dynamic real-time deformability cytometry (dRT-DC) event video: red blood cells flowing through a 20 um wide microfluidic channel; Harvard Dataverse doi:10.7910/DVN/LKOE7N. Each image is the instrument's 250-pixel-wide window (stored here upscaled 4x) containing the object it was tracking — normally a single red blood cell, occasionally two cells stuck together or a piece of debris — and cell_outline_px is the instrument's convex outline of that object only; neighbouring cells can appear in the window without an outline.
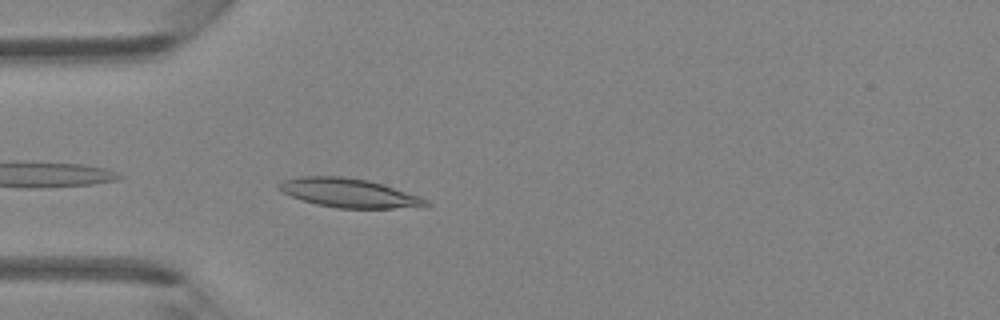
{"species": "Egyptian fruit bat (a non-hibernating species)", "species_latin": "Rousettus aegyptiacus", "temperature_condition": "room temperature", "stored_images_in_passage": 34, "camera_frame_rate_fps": 3000, "um_per_image_px": 0.085, "animal": {"sex": "female"}, "frame": {"image": 1, "passage_image": 2, "time_ms": 0.333, "image_size_px": [1000, 320], "cell_outline_px": [[432, 204], [392, 208], [336, 208], [316, 204], [292, 196], [276, 188], [276, 184], [280, 180], [300, 176], [344, 176], [368, 180], [420, 196], [428, 200]], "centroid_in_image_um": [29.58, 16.38], "position_along_channel_um": 55.4, "area_um2": 24.62}}
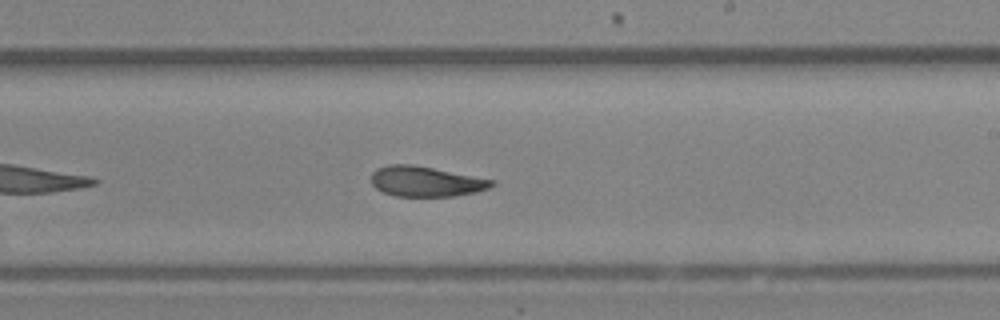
{"frame": {"image": 2, "passage_image": 16, "time_ms": 5.0, "image_size_px": [1000, 320], "cell_outline_px": [[496, 184], [488, 188], [476, 192], [452, 196], [396, 196], [384, 192], [376, 188], [372, 184], [372, 172], [376, 168], [388, 164], [412, 164], [492, 180]], "centroid_in_image_um": [36.15, 15.42], "position_along_channel_um": 252.9, "area_um2": 20.92}}
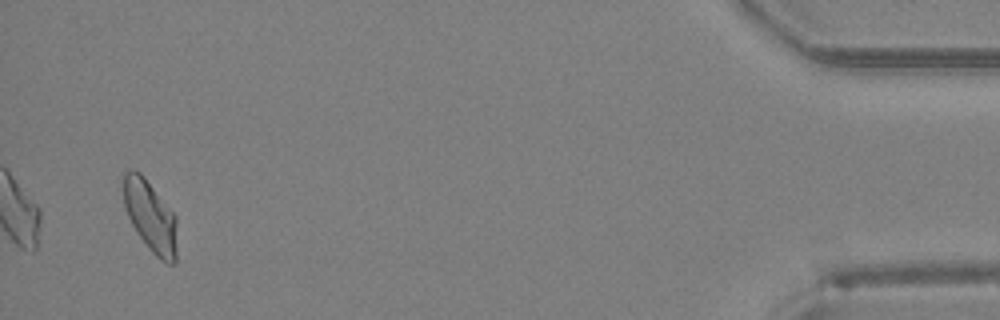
{"frame": {"image": 3, "passage_image": 33, "time_ms": 10.667, "image_size_px": [1000, 320], "cell_outline_px": [[176, 264], [168, 264], [160, 260], [152, 252], [136, 232], [128, 216], [124, 204], [124, 172], [128, 168], [132, 168], [140, 172], [144, 176], [176, 216]], "centroid_in_image_um": [12.78, 18.38], "position_along_channel_um": 422.4, "area_um2": 22.25}}